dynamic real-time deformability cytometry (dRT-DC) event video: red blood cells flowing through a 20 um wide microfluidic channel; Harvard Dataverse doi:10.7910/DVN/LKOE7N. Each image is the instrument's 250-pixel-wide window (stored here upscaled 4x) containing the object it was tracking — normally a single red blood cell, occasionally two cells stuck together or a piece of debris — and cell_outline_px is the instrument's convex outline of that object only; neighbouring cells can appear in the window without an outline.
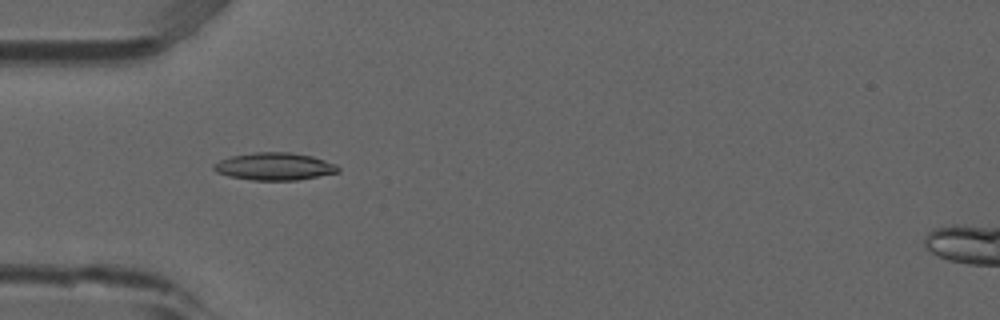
{"species": "common noctule bat (a hibernating species)", "species_latin": "Nyctalus noctula", "temperature_condition": "room temperature", "stored_images_in_passage": 45, "camera_frame_rate_fps": 3000, "um_per_image_px": 0.085, "animal": {"sex": "male", "forearm_length_mm": 52.5}, "frame": {"image": 1, "passage_image": 9, "time_ms": 2.667, "image_size_px": [1000, 320], "cell_outline_px": [[340, 172], [296, 180], [252, 180], [228, 176], [216, 172], [212, 168], [212, 164], [220, 160], [232, 156], [252, 152], [292, 152], [312, 156], [336, 164], [340, 168]], "centroid_in_image_um": [23.32, 14.14], "position_along_channel_um": 61.7, "area_um2": 20.0}}
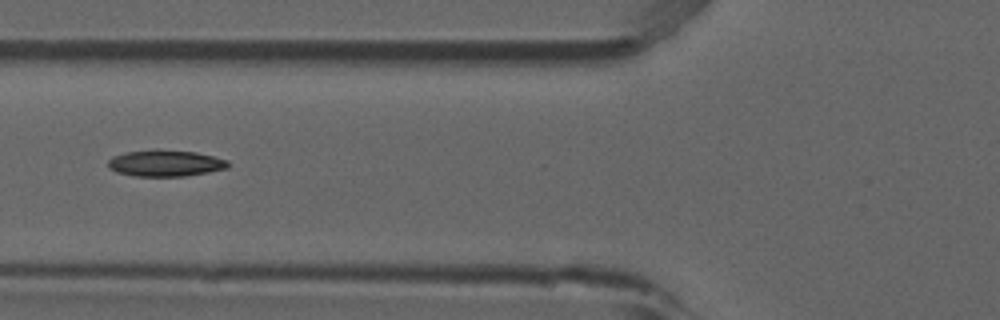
{"frame": {"image": 2, "passage_image": 13, "time_ms": 4.0, "image_size_px": [1000, 320], "cell_outline_px": [[228, 168], [208, 172], [184, 176], [136, 176], [116, 172], [108, 168], [108, 160], [112, 156], [124, 152], [196, 152], [228, 160]], "centroid_in_image_um": [14.04, 13.91], "position_along_channel_um": 111.8, "area_um2": 17.69}}
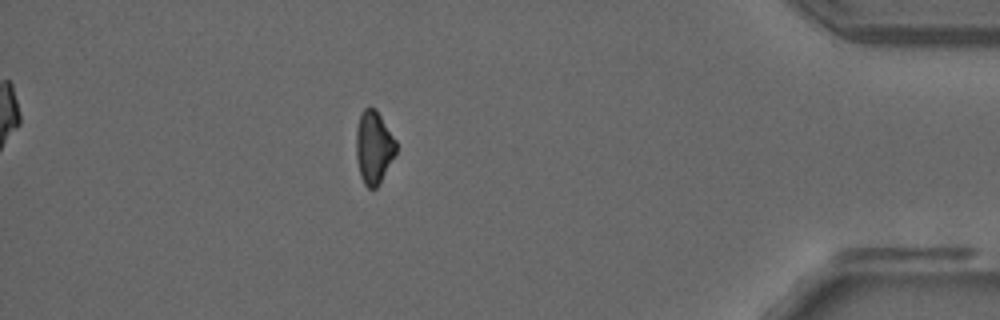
{"frame": {"image": 3, "passage_image": 39, "time_ms": 12.667, "image_size_px": [1000, 320], "cell_outline_px": [[396, 152], [376, 188], [368, 188], [364, 184], [360, 176], [356, 156], [356, 132], [360, 116], [364, 108], [376, 108], [396, 140]], "centroid_in_image_um": [31.76, 12.51], "position_along_channel_um": 403.4, "area_um2": 16.7}}